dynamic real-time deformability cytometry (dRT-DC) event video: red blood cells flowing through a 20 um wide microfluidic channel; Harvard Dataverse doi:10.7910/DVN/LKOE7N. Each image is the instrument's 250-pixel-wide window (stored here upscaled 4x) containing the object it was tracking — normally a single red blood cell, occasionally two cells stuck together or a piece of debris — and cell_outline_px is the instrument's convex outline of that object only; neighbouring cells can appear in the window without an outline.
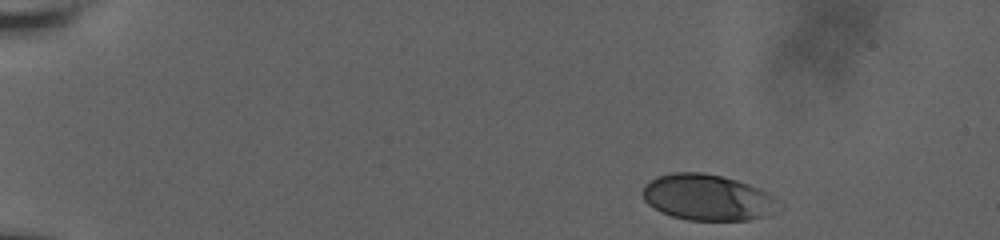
{"species": "human", "species_latin": "Homo sapiens", "temperature_condition": "room temperature", "stored_images_in_passage": 30, "camera_frame_rate_fps": 3000, "um_per_image_px": 0.085, "donor": {"sex": "male"}, "frame": {"image": 1, "passage_image": 1, "time_ms": 0.0, "image_size_px": [1000, 240], "cell_outline_px": [[776, 200], [764, 216], [748, 220], [688, 220], [672, 216], [660, 212], [648, 204], [644, 200], [644, 184], [660, 176], [672, 172], [700, 172], [720, 176], [736, 180], [760, 188], [768, 192]], "centroid_in_image_um": [60.05, 16.77], "position_along_channel_um": 25.0, "area_um2": 35.6}}
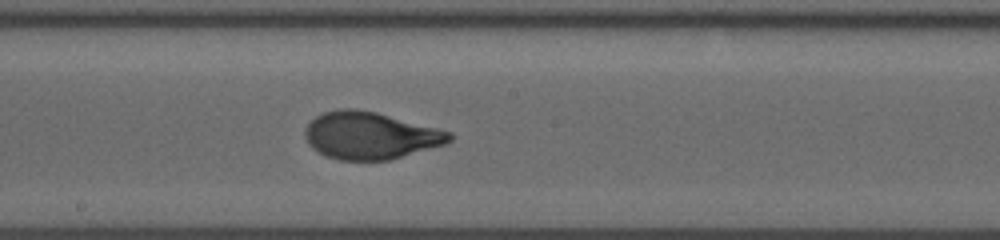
{"frame": {"image": 2, "passage_image": 17, "time_ms": 8.333, "image_size_px": [1000, 240], "cell_outline_px": [[452, 140], [448, 144], [388, 160], [340, 160], [324, 156], [312, 148], [308, 144], [304, 136], [304, 128], [316, 116], [324, 112], [340, 108], [356, 108], [376, 112], [452, 132]], "centroid_in_image_um": [31.46, 11.52], "position_along_channel_um": 216.7, "area_um2": 39.94}}
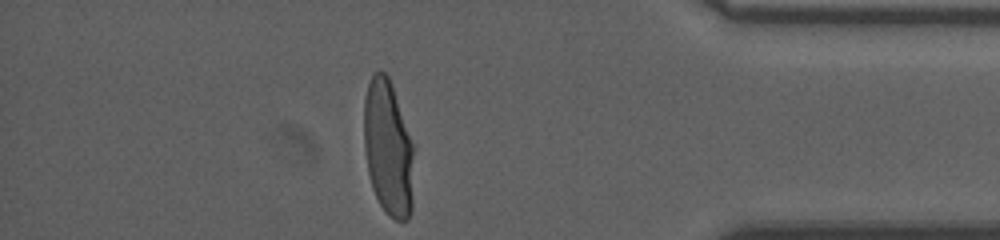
{"frame": {"image": 3, "passage_image": 29, "time_ms": 14.0, "image_size_px": [1000, 240], "cell_outline_px": [[416, 148], [412, 208], [408, 220], [396, 220], [388, 216], [380, 204], [372, 188], [368, 172], [364, 148], [364, 96], [368, 84], [372, 76], [380, 68], [388, 76]], "centroid_in_image_um": [33.03, 12.62], "position_along_channel_um": 402.2, "area_um2": 40.4}, "authors_computed_cell_mechanics": {"area_um2": 39.0728, "velocity_mm_per_s": 3.7626, "shape_relaxation_time_tau1_ms": 4.2498, "shape_relaxation_time_tau2_ms": null, "deformation_change_tau1": 0.1876, "deformation_change_tau2": null}}